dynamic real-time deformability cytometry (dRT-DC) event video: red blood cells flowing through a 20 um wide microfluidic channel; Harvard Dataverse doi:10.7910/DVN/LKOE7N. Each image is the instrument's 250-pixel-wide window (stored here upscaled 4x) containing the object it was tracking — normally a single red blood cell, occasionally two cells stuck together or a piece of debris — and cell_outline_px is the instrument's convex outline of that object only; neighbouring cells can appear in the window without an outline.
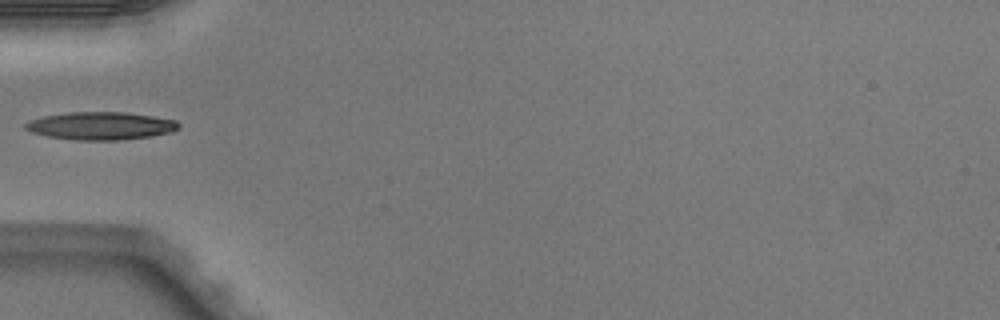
{"species": "Egyptian fruit bat (a non-hibernating species)", "species_latin": "Rousettus aegyptiacus", "temperature_condition": "warm", "stored_images_in_passage": 5, "camera_frame_rate_fps": 3000, "um_per_image_px": 0.085, "animal": {"sex": "male"}, "frame": {"image": 1, "passage_image": 5, "time_ms": 1.333, "image_size_px": [1000, 320], "cell_outline_px": [[180, 128], [172, 132], [152, 136], [120, 140], [76, 140], [48, 136], [32, 132], [24, 128], [24, 124], [28, 120], [44, 116], [68, 112], [124, 112], [152, 116], [176, 120], [180, 124]], "centroid_in_image_um": [8.57, 10.69], "position_along_channel_um": 76.4, "area_um2": 24.91}}